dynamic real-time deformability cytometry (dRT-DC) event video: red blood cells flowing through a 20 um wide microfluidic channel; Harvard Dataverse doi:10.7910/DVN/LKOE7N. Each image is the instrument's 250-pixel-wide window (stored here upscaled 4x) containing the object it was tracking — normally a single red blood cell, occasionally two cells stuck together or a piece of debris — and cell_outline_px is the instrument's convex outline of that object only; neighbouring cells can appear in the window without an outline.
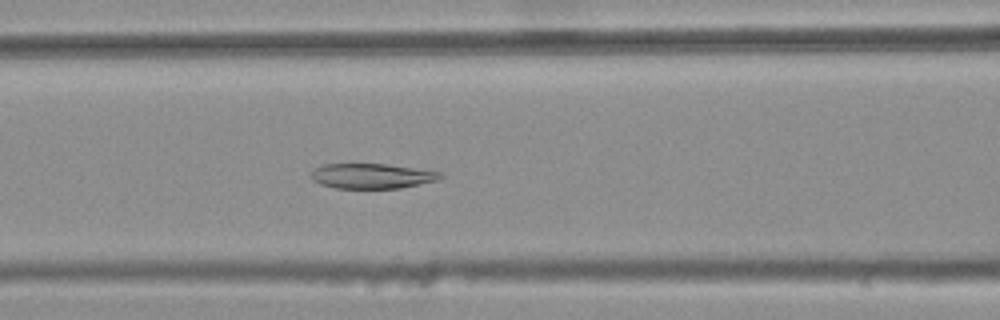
{"species": "common noctule bat (a hibernating species)", "species_latin": "Nyctalus noctula", "temperature_condition": "warm", "stored_images_in_passage": 41, "camera_frame_rate_fps": 3000, "um_per_image_px": 0.085, "animal": {"sex": "female", "body_mass_g": 25.1}, "frame": {"image": 1, "passage_image": 18, "time_ms": 5.667, "image_size_px": [1000, 320], "cell_outline_px": [[444, 176], [436, 180], [400, 188], [336, 188], [320, 184], [312, 180], [308, 176], [316, 168], [324, 164], [388, 164], [440, 172]], "centroid_in_image_um": [31.56, 14.96], "position_along_channel_um": 135.0, "area_um2": 18.73}}
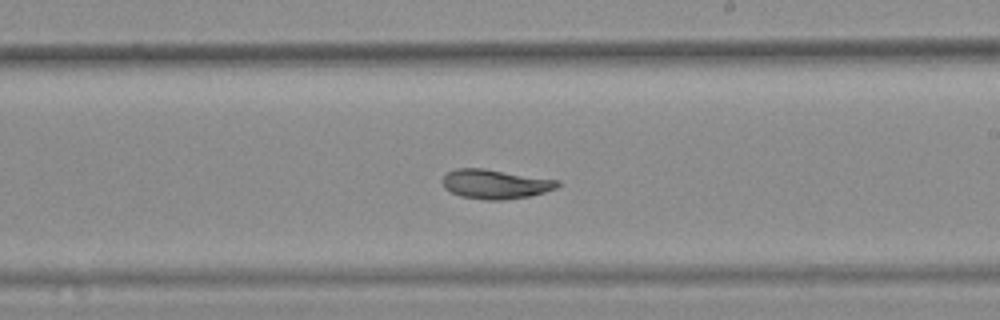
{"frame": {"image": 2, "passage_image": 27, "time_ms": 8.667, "image_size_px": [1000, 320], "cell_outline_px": [[560, 184], [556, 188], [544, 192], [528, 196], [500, 200], [484, 200], [460, 196], [444, 188], [444, 176], [448, 172], [456, 168], [484, 168], [560, 180]], "centroid_in_image_um": [42.11, 15.64], "position_along_channel_um": 246.9, "area_um2": 19.59}}
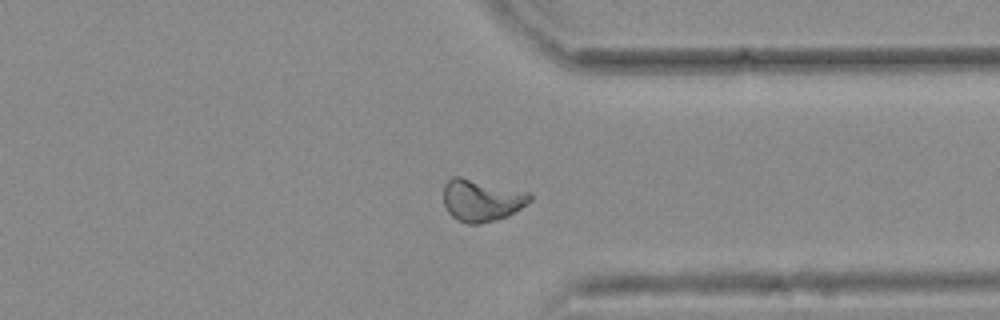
{"frame": {"image": 3, "passage_image": 37, "time_ms": 12.0, "image_size_px": [1000, 320], "cell_outline_px": [[532, 200], [508, 216], [496, 220], [480, 224], [468, 224], [456, 220], [448, 212], [444, 204], [444, 184], [452, 176], [460, 176], [528, 192], [532, 196]], "centroid_in_image_um": [40.91, 17.03], "position_along_channel_um": 370.5, "area_um2": 21.21}, "authors_computed_cell_mechanics": {"area_um2": 20.2878, "velocity_mm_per_s": 3.738, "shape_relaxation_time_tau1_ms": null, "shape_relaxation_time_tau2_ms": 4.4902, "deformation_change_tau1": null, "deformation_change_tau2": 0.1016}}